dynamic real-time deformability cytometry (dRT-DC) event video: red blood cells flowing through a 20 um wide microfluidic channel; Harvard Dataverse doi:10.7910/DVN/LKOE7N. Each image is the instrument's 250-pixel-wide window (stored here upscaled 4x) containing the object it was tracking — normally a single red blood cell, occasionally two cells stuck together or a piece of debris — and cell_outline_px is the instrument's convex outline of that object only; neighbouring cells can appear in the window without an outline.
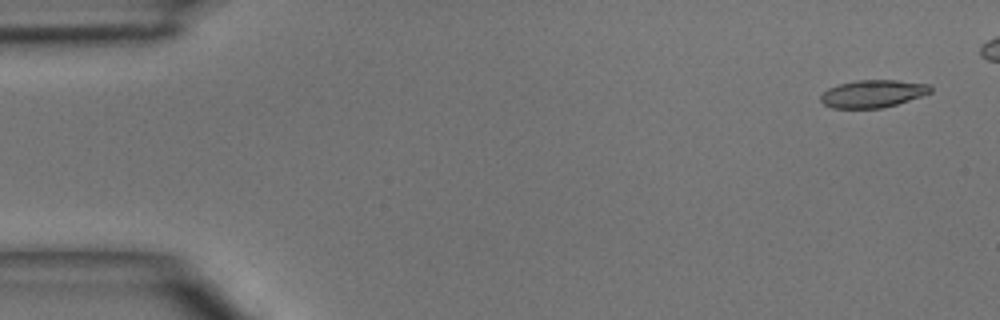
{"species": "common noctule bat (a hibernating species)", "species_latin": "Nyctalus noctula", "temperature_condition": "room temperature", "stored_images_in_passage": 5, "segment_of_instrument_passage": [1, 2], "camera_frame_rate_fps": 3000, "um_per_image_px": 0.085, "animal": {"sex": "male", "body_mass_g": 15.6}, "frame": {"image": 1, "passage_image": 1, "time_ms": 0.0, "image_size_px": [1000, 320], "cell_outline_px": [[932, 92], [896, 104], [880, 108], [832, 108], [824, 104], [820, 100], [820, 96], [828, 88], [840, 84], [856, 80], [896, 80], [932, 84]], "centroid_in_image_um": [74.2, 7.95], "position_along_channel_um": 10.8, "area_um2": 17.57}}